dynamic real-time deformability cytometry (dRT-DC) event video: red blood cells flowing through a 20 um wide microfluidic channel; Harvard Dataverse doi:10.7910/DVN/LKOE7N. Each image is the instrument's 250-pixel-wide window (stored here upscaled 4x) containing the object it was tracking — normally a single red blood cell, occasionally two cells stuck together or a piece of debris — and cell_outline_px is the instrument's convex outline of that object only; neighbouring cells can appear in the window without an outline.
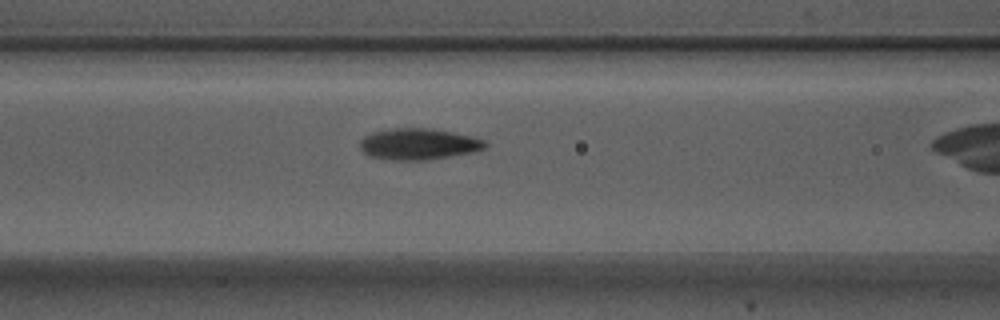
{"species": "Egyptian fruit bat (a non-hibernating species)", "species_latin": "Rousettus aegyptiacus", "temperature_condition": "warm", "stored_images_in_passage": 5, "camera_frame_rate_fps": 3000, "um_per_image_px": 0.085, "animal": {"sex": "male"}, "frame": {"image": 1, "passage_image": 4, "time_ms": 1.0, "image_size_px": [1000, 320], "cell_outline_px": [[488, 148], [472, 152], [424, 160], [396, 160], [368, 156], [360, 148], [360, 140], [364, 136], [372, 132], [396, 128], [428, 128], [452, 132], [472, 136], [484, 140], [488, 144]], "centroid_in_image_um": [35.58, 12.24], "position_along_channel_um": 131.0, "area_um2": 22.72}}